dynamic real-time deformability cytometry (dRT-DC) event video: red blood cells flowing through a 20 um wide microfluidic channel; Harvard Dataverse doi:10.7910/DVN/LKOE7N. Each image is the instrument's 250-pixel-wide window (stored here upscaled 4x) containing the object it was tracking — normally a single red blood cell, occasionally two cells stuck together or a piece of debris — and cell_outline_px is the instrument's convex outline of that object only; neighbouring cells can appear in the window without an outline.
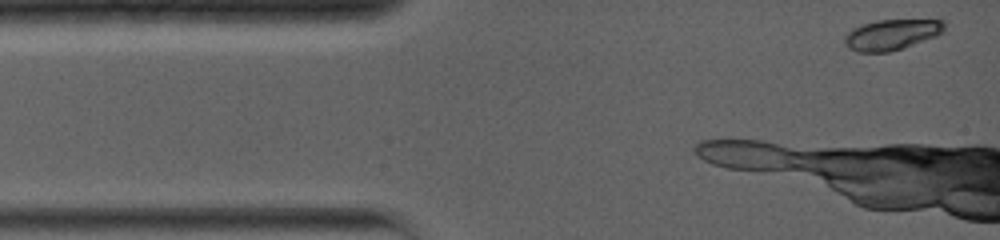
{"species": "common noctule bat (a hibernating species)", "species_latin": "Nyctalus noctula", "temperature_condition": "warm", "stored_images_in_passage": 21, "camera_frame_rate_fps": 5000, "um_per_image_px": 0.085, "animal": {"sex": "female", "body_mass_g": 19.0, "forearm_length_mm": 56.7}, "frame": {"image": 1, "passage_image": 2, "time_ms": 0.2, "image_size_px": [1000, 240], "cell_outline_px": [[944, 32], [936, 36], [904, 48], [888, 52], [860, 52], [848, 48], [844, 44], [844, 36], [852, 28], [860, 24], [876, 20], [944, 20]], "centroid_in_image_um": [75.76, 2.94], "position_along_channel_um": 9.2, "area_um2": 17.92}}
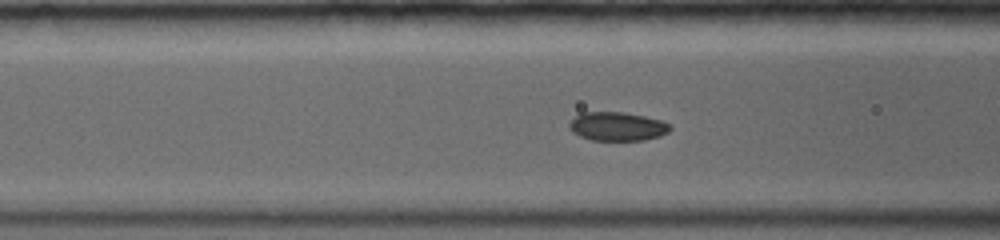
{"frame": {"image": 2, "passage_image": 15, "time_ms": 3.4, "image_size_px": [1000, 240], "cell_outline_px": [[672, 128], [668, 132], [660, 136], [644, 140], [592, 140], [580, 136], [572, 132], [568, 128], [568, 124], [580, 112], [624, 112], [644, 116], [660, 120], [668, 124]], "centroid_in_image_um": [52.45, 10.74], "position_along_channel_um": 114.2, "area_um2": 16.88}}
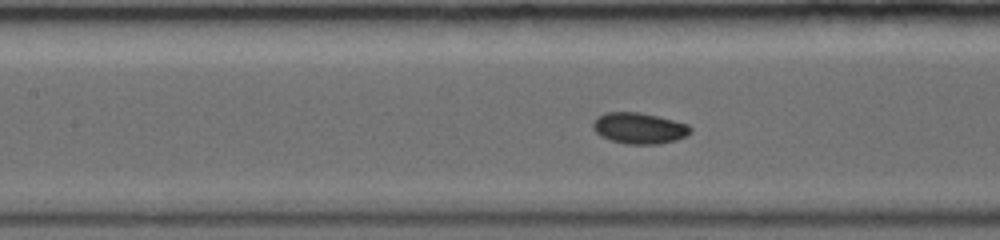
{"frame": {"image": 3, "passage_image": 19, "time_ms": 4.4, "image_size_px": [1000, 240], "cell_outline_px": [[692, 132], [688, 136], [676, 140], [656, 144], [628, 144], [612, 140], [600, 136], [592, 128], [592, 124], [596, 116], [604, 112], [640, 112], [688, 124], [692, 128]], "centroid_in_image_um": [54.32, 10.89], "position_along_channel_um": 153.1, "area_um2": 17.74}}